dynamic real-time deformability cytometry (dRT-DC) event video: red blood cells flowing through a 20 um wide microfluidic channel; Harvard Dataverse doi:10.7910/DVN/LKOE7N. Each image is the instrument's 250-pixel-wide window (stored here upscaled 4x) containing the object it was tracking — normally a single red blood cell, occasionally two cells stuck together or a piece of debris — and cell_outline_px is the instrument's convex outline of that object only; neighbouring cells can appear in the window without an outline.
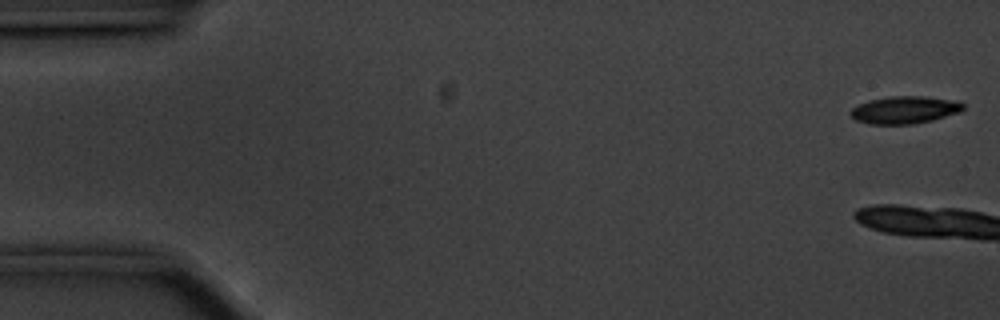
{"species": "common noctule bat (a hibernating species)", "species_latin": "Nyctalus noctula", "temperature_condition": "cold", "stored_images_in_passage": 3, "camera_frame_rate_fps": 3000, "um_per_image_px": 0.085, "animal": {"sex": "male", "body_mass_g": 20.1, "forearm_length_mm": 53.5}, "frame": {"image": 1, "passage_image": 1, "time_ms": 0.0, "image_size_px": [1000, 320], "cell_outline_px": [[964, 108], [960, 112], [932, 120], [912, 124], [868, 124], [856, 120], [848, 112], [852, 108], [860, 104], [872, 100], [892, 96], [924, 96], [956, 100], [964, 104]], "centroid_in_image_um": [76.92, 9.34], "position_along_channel_um": 8.1, "area_um2": 17.92}}